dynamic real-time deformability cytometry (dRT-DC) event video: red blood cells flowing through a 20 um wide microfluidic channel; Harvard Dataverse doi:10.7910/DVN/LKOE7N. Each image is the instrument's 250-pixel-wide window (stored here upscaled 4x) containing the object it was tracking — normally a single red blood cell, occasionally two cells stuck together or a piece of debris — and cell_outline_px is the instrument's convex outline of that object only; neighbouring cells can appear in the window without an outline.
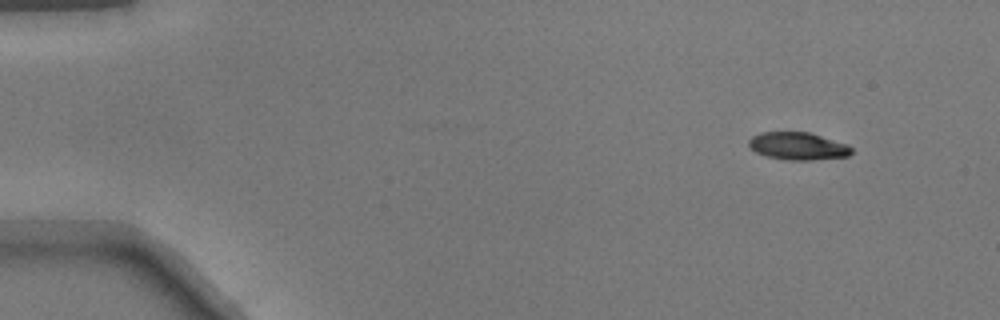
{"species": "common noctule bat (a hibernating species)", "species_latin": "Nyctalus noctula", "temperature_condition": "warm", "stored_images_in_passage": 46, "camera_frame_rate_fps": 3000, "um_per_image_px": 0.085, "animal": {"sex": "male", "body_mass_g": 17.9}, "frame": {"image": 1, "passage_image": 1, "time_ms": 0.0, "image_size_px": [1000, 320], "cell_outline_px": [[852, 152], [848, 156], [812, 160], [788, 160], [768, 156], [756, 152], [748, 148], [748, 140], [752, 136], [760, 132], [808, 132], [848, 144], [852, 148]], "centroid_in_image_um": [67.8, 12.41], "position_along_channel_um": 17.2, "area_um2": 16.53}}
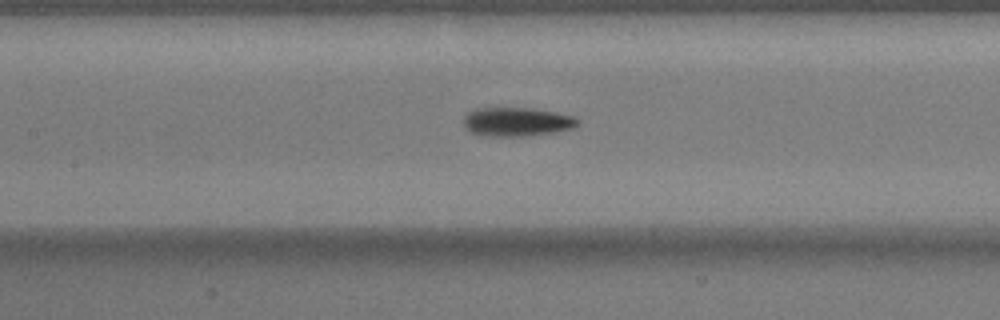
{"frame": {"image": 2, "passage_image": 20, "time_ms": 6.333, "image_size_px": [1000, 320], "cell_outline_px": [[580, 124], [572, 128], [552, 132], [528, 136], [480, 136], [468, 132], [464, 128], [464, 116], [468, 112], [476, 108], [532, 108], [556, 112], [572, 116], [580, 120]], "centroid_in_image_um": [43.89, 10.36], "position_along_channel_um": 163.5, "area_um2": 19.42}}
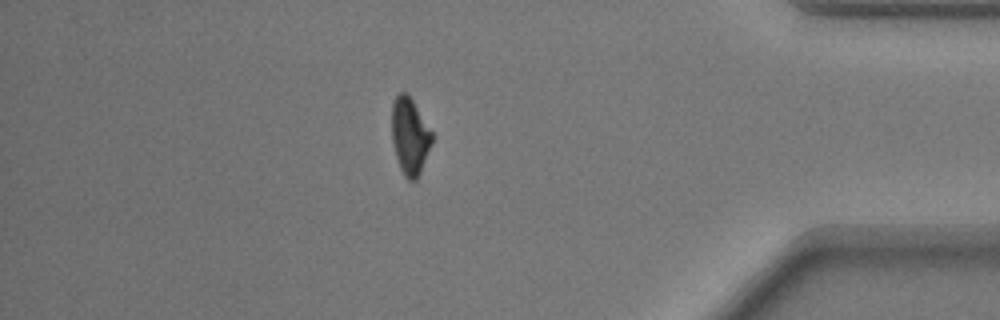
{"frame": {"image": 3, "passage_image": 40, "time_ms": 13.0, "image_size_px": [1000, 320], "cell_outline_px": [[432, 144], [420, 172], [416, 180], [408, 180], [404, 176], [400, 168], [396, 156], [392, 140], [392, 104], [396, 96], [400, 92], [408, 92], [432, 132]], "centroid_in_image_um": [34.83, 11.55], "position_along_channel_um": 400.4, "area_um2": 17.92}}